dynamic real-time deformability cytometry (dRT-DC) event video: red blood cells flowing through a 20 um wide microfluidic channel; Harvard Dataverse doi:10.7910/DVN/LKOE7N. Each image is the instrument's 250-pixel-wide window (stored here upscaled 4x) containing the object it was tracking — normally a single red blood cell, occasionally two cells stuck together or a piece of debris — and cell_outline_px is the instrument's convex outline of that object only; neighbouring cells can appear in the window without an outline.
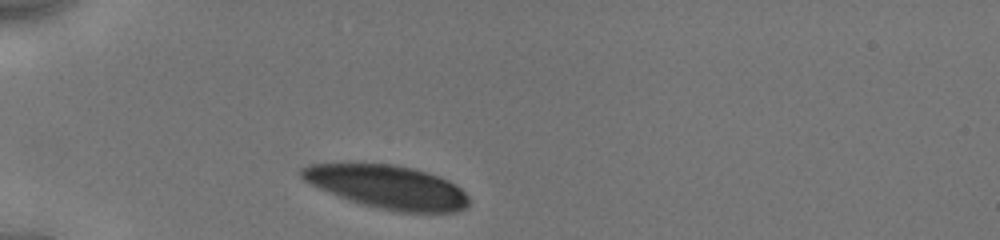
{"species": "human", "species_latin": "Homo sapiens", "temperature_condition": "cold", "stored_images_in_passage": 12, "camera_frame_rate_fps": 3000, "um_per_image_px": 0.085, "donor": {"sex": "male"}, "frame": {"image": 1, "passage_image": 1, "time_ms": 0.0, "image_size_px": [1000, 240], "cell_outline_px": [[468, 204], [464, 208], [456, 212], [400, 212], [360, 204], [348, 200], [320, 188], [304, 180], [300, 176], [300, 168], [308, 164], [348, 160], [396, 164], [428, 172], [440, 176], [456, 184], [468, 196]], "centroid_in_image_um": [32.86, 15.82], "position_along_channel_um": 52.1, "area_um2": 43.35}}
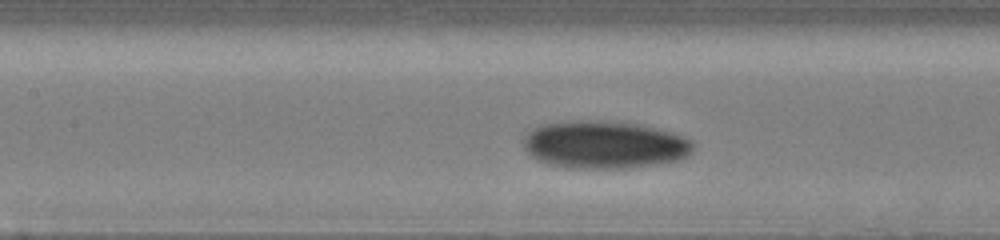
{"frame": {"image": 2, "passage_image": 9, "time_ms": 3.333, "image_size_px": [1000, 240], "cell_outline_px": [[692, 152], [688, 156], [680, 160], [660, 164], [628, 168], [568, 168], [552, 164], [540, 160], [532, 156], [524, 148], [524, 136], [532, 128], [540, 124], [568, 120], [620, 120], [640, 124], [672, 132], [684, 136], [692, 140]], "centroid_in_image_um": [51.4, 12.28], "position_along_channel_um": 156.0, "area_um2": 47.86}}
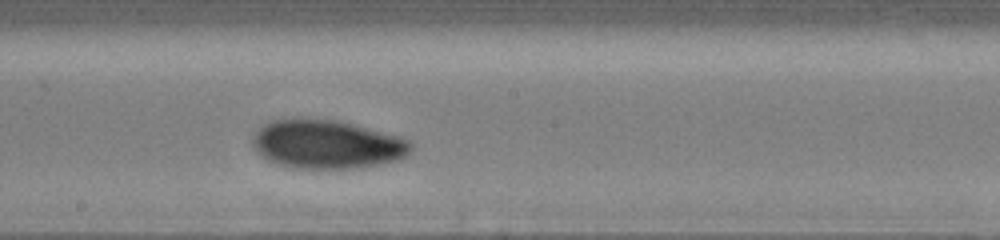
{"frame": {"image": 3, "passage_image": 12, "time_ms": 5.0, "image_size_px": [1000, 240], "cell_outline_px": [[412, 148], [408, 156], [400, 160], [360, 168], [296, 168], [280, 164], [268, 160], [256, 152], [252, 144], [252, 132], [264, 124], [272, 120], [292, 116], [308, 116], [340, 120], [400, 136], [412, 140]], "centroid_in_image_um": [27.78, 12.22], "position_along_channel_um": 220.4, "area_um2": 46.3}}